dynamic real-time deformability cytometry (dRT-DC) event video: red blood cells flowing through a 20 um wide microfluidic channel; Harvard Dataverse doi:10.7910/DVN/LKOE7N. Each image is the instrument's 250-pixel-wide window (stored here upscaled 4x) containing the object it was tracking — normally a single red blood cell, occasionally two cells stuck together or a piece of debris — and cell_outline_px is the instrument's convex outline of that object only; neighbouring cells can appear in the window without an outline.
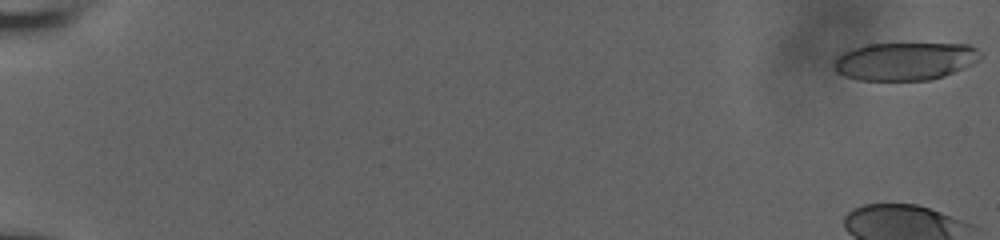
{"species": "human", "species_latin": "Homo sapiens", "temperature_condition": "room temperature", "stored_images_in_passage": 47, "camera_frame_rate_fps": 3000, "um_per_image_px": 0.085, "donor": {"sex": "male"}, "frame": {"image": 1, "passage_image": 1, "time_ms": 0.0, "image_size_px": [1000, 240], "cell_outline_px": [[984, 56], [980, 60], [972, 64], [944, 76], [932, 80], [856, 80], [844, 76], [836, 72], [836, 60], [844, 52], [852, 48], [868, 44], [968, 44], [976, 48]], "centroid_in_image_um": [76.97, 5.21], "position_along_channel_um": 8.0, "area_um2": 32.25}}